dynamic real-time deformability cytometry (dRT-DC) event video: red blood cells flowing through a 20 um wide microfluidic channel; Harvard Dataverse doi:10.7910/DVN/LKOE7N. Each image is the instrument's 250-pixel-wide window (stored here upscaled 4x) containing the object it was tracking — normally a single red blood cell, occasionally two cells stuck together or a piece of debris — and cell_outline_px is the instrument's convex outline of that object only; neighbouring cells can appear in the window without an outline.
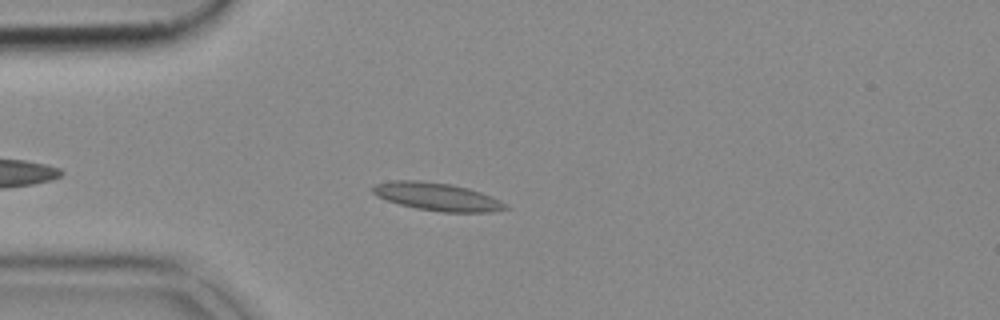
{"species": "common noctule bat (a hibernating species)", "species_latin": "Nyctalus noctula", "temperature_condition": "cold", "stored_images_in_passage": 35, "camera_frame_rate_fps": 3000, "um_per_image_px": 0.085, "animal": {"sex": "female", "body_mass_g": 18.4}, "frame": {"image": 1, "passage_image": 7, "time_ms": 2.0, "image_size_px": [1000, 320], "cell_outline_px": [[508, 208], [492, 212], [440, 212], [416, 208], [400, 204], [376, 196], [372, 192], [372, 188], [376, 184], [392, 180], [420, 180], [448, 184], [468, 188], [492, 196], [508, 204]], "centroid_in_image_um": [37.17, 16.72], "position_along_channel_um": 47.8, "area_um2": 21.5}}
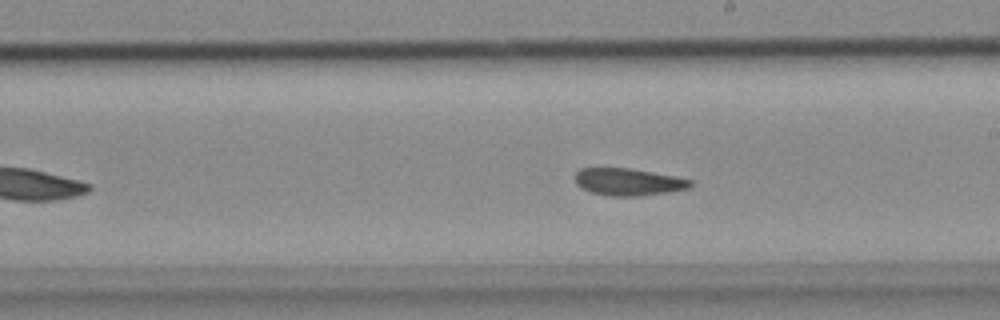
{"frame": {"image": 2, "passage_image": 23, "time_ms": 7.333, "image_size_px": [1000, 320], "cell_outline_px": [[692, 184], [688, 188], [668, 192], [640, 196], [608, 196], [592, 192], [580, 188], [576, 184], [576, 172], [580, 168], [628, 168], [676, 176], [692, 180]], "centroid_in_image_um": [53.39, 15.46], "position_along_channel_um": 235.6, "area_um2": 18.26}}
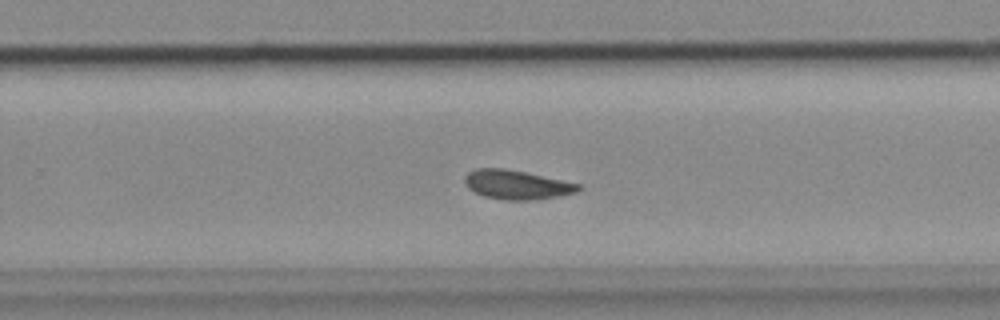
{"frame": {"image": 3, "passage_image": 27, "time_ms": 8.667, "image_size_px": [1000, 320], "cell_outline_px": [[580, 188], [576, 192], [556, 196], [532, 200], [504, 200], [484, 196], [468, 188], [464, 180], [464, 176], [468, 172], [476, 168], [504, 168], [524, 172], [580, 184]], "centroid_in_image_um": [43.87, 15.69], "position_along_channel_um": 285.9, "area_um2": 19.02}}